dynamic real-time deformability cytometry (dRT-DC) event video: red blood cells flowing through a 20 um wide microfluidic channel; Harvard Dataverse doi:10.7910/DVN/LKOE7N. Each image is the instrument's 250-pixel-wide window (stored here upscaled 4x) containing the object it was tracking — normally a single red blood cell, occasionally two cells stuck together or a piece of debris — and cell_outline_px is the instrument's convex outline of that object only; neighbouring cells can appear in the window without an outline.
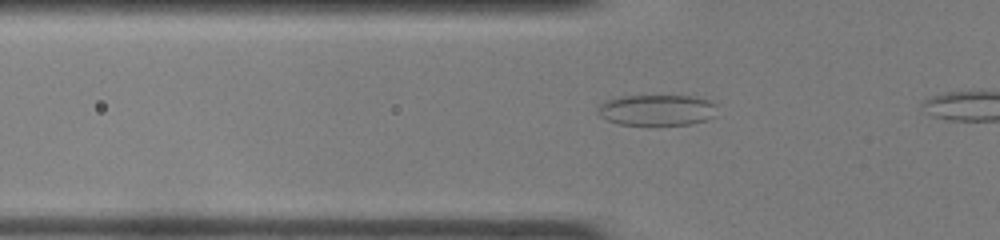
{"species": "common noctule bat (a hibernating species)", "species_latin": "Nyctalus noctula", "temperature_condition": "room temperature", "stored_images_in_passage": 14, "camera_frame_rate_fps": 3000, "um_per_image_px": 0.085, "animal": {"sex": "female", "body_mass_g": 22.0, "forearm_length_mm": 56.7}, "frame": {"image": 1, "passage_image": 8, "time_ms": 2.333, "image_size_px": [1000, 240], "cell_outline_px": [[716, 116], [708, 120], [692, 124], [656, 128], [620, 124], [608, 120], [600, 116], [596, 112], [596, 108], [604, 100], [624, 96], [696, 96], [708, 100], [716, 104]], "centroid_in_image_um": [55.85, 9.41], "position_along_channel_um": 70.0, "area_um2": 22.66}}
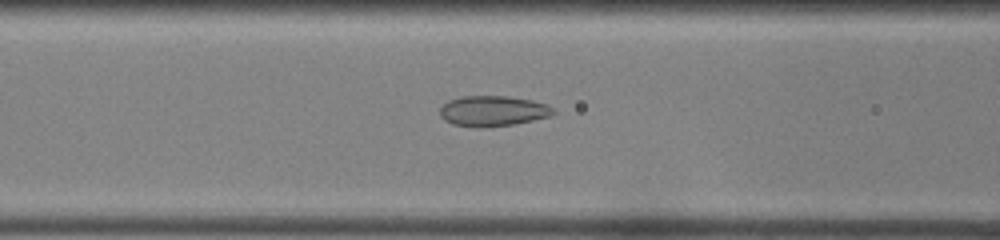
{"frame": {"image": 2, "passage_image": 12, "time_ms": 3.667, "image_size_px": [1000, 240], "cell_outline_px": [[556, 112], [548, 116], [532, 120], [512, 124], [476, 128], [452, 124], [444, 120], [440, 116], [440, 108], [448, 100], [460, 96], [508, 96], [532, 100], [548, 104]], "centroid_in_image_um": [41.86, 9.42], "position_along_channel_um": 124.7, "area_um2": 20.11}}